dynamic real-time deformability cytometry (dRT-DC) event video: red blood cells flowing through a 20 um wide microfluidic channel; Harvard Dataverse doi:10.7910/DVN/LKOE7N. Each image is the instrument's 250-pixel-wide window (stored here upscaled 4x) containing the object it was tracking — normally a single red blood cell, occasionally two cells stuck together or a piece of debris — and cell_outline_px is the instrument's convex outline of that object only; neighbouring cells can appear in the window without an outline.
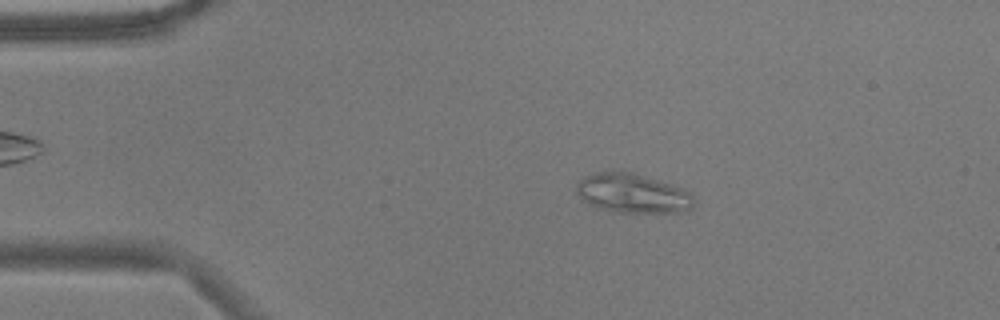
{"species": "common noctule bat (a hibernating species)", "species_latin": "Nyctalus noctula", "temperature_condition": "warm", "stored_images_in_passage": 54, "camera_frame_rate_fps": 3000, "um_per_image_px": 0.085, "animal": {"sex": "male", "body_mass_g": 17.9}, "frame": {"image": 1, "passage_image": 10, "time_ms": 3.0, "image_size_px": [1000, 320], "cell_outline_px": [[692, 208], [688, 212], [612, 212], [596, 208], [588, 204], [576, 192], [576, 184], [580, 180], [596, 172], [612, 168], [624, 168], [684, 188], [692, 192]], "centroid_in_image_um": [53.76, 16.39], "position_along_channel_um": 31.2, "area_um2": 27.86}}
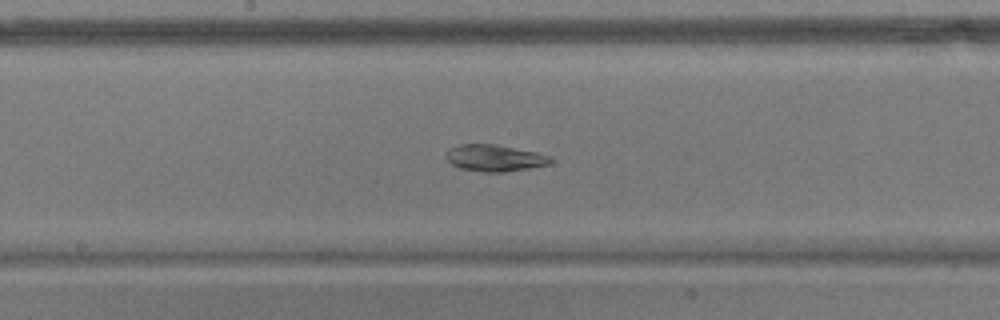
{"frame": {"image": 2, "passage_image": 28, "time_ms": 9.0, "image_size_px": [1000, 320], "cell_outline_px": [[552, 160], [548, 164], [528, 168], [504, 172], [488, 172], [460, 168], [452, 164], [444, 156], [448, 148], [460, 144], [496, 144], [536, 152], [548, 156]], "centroid_in_image_um": [41.99, 13.42], "position_along_channel_um": 206.2, "area_um2": 16.07}}
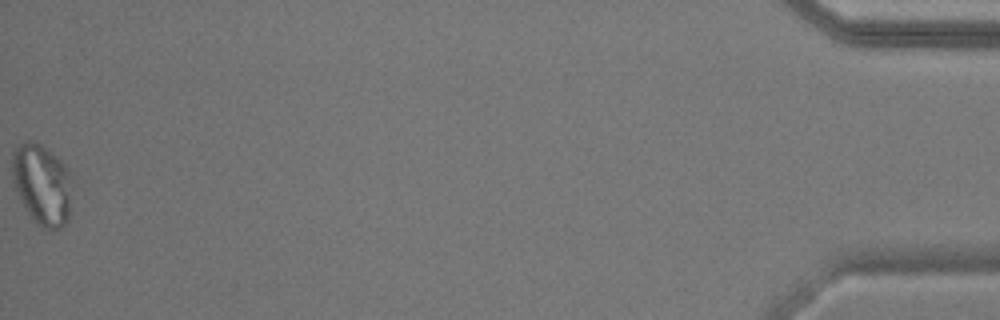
{"frame": {"image": 3, "passage_image": 54, "time_ms": 17.667, "image_size_px": [1000, 320], "cell_outline_px": [[68, 220], [60, 228], [48, 232], [36, 224], [28, 212], [12, 180], [12, 152], [24, 140], [32, 140], [40, 144], [56, 156], [64, 164], [68, 172]], "centroid_in_image_um": [3.52, 15.67], "position_along_channel_um": 431.7, "area_um2": 27.51}}